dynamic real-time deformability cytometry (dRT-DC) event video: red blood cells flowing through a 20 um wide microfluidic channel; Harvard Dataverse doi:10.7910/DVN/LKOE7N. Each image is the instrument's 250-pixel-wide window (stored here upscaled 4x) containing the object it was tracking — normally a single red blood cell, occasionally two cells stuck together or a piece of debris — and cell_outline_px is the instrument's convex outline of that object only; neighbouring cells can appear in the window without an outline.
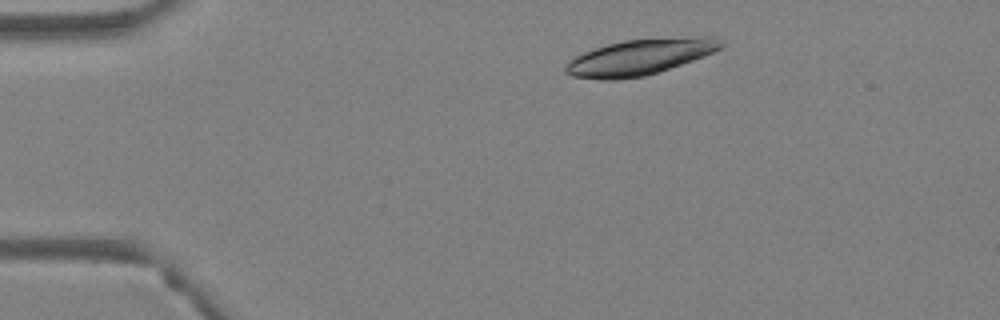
{"species": "Egyptian fruit bat (a non-hibernating species)", "species_latin": "Rousettus aegyptiacus", "temperature_condition": "warm", "stored_images_in_passage": 3, "camera_frame_rate_fps": 3000, "um_per_image_px": 0.085, "animal": {"sex": "female"}, "frame": {"image": 1, "passage_image": 2, "time_ms": 0.333, "image_size_px": [1000, 320], "cell_outline_px": [[724, 44], [720, 48], [704, 56], [644, 76], [616, 80], [600, 80], [576, 76], [564, 72], [564, 68], [576, 56], [584, 52], [608, 44], [624, 40], [700, 36], [712, 36]], "centroid_in_image_um": [54.38, 4.85], "position_along_channel_um": 30.6, "area_um2": 31.79}}